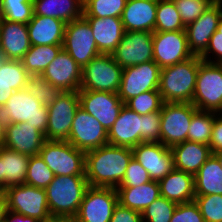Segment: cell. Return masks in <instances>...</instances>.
Instances as JSON below:
<instances>
[{
	"mask_svg": "<svg viewBox=\"0 0 222 222\" xmlns=\"http://www.w3.org/2000/svg\"><path fill=\"white\" fill-rule=\"evenodd\" d=\"M132 158V148L111 144L85 152V176L88 185L117 188Z\"/></svg>",
	"mask_w": 222,
	"mask_h": 222,
	"instance_id": "6da1fadb",
	"label": "cell"
},
{
	"mask_svg": "<svg viewBox=\"0 0 222 222\" xmlns=\"http://www.w3.org/2000/svg\"><path fill=\"white\" fill-rule=\"evenodd\" d=\"M202 61L200 56H193L161 69L158 91L163 102L192 103L199 64Z\"/></svg>",
	"mask_w": 222,
	"mask_h": 222,
	"instance_id": "7a4b0ae2",
	"label": "cell"
},
{
	"mask_svg": "<svg viewBox=\"0 0 222 222\" xmlns=\"http://www.w3.org/2000/svg\"><path fill=\"white\" fill-rule=\"evenodd\" d=\"M88 187L86 176H54L46 187L47 204L52 218L76 217Z\"/></svg>",
	"mask_w": 222,
	"mask_h": 222,
	"instance_id": "3957f363",
	"label": "cell"
},
{
	"mask_svg": "<svg viewBox=\"0 0 222 222\" xmlns=\"http://www.w3.org/2000/svg\"><path fill=\"white\" fill-rule=\"evenodd\" d=\"M39 155L55 176H85V152L68 141L45 140Z\"/></svg>",
	"mask_w": 222,
	"mask_h": 222,
	"instance_id": "277c9868",
	"label": "cell"
},
{
	"mask_svg": "<svg viewBox=\"0 0 222 222\" xmlns=\"http://www.w3.org/2000/svg\"><path fill=\"white\" fill-rule=\"evenodd\" d=\"M0 112L6 123L26 122L45 136L48 108L37 101L26 89L15 91Z\"/></svg>",
	"mask_w": 222,
	"mask_h": 222,
	"instance_id": "5b68a950",
	"label": "cell"
},
{
	"mask_svg": "<svg viewBox=\"0 0 222 222\" xmlns=\"http://www.w3.org/2000/svg\"><path fill=\"white\" fill-rule=\"evenodd\" d=\"M192 104L200 111L222 113V64H199Z\"/></svg>",
	"mask_w": 222,
	"mask_h": 222,
	"instance_id": "8992f818",
	"label": "cell"
},
{
	"mask_svg": "<svg viewBox=\"0 0 222 222\" xmlns=\"http://www.w3.org/2000/svg\"><path fill=\"white\" fill-rule=\"evenodd\" d=\"M122 72L123 68L114 61L112 54L101 53L82 68L80 90L117 93Z\"/></svg>",
	"mask_w": 222,
	"mask_h": 222,
	"instance_id": "52a82bcc",
	"label": "cell"
},
{
	"mask_svg": "<svg viewBox=\"0 0 222 222\" xmlns=\"http://www.w3.org/2000/svg\"><path fill=\"white\" fill-rule=\"evenodd\" d=\"M197 111L198 109L192 103L164 102L160 111L161 143L171 148L188 141L191 119Z\"/></svg>",
	"mask_w": 222,
	"mask_h": 222,
	"instance_id": "ba28073f",
	"label": "cell"
},
{
	"mask_svg": "<svg viewBox=\"0 0 222 222\" xmlns=\"http://www.w3.org/2000/svg\"><path fill=\"white\" fill-rule=\"evenodd\" d=\"M3 192L8 210L36 218L40 222H51L53 219L47 204L46 189L21 184L9 187Z\"/></svg>",
	"mask_w": 222,
	"mask_h": 222,
	"instance_id": "9c48e42d",
	"label": "cell"
},
{
	"mask_svg": "<svg viewBox=\"0 0 222 222\" xmlns=\"http://www.w3.org/2000/svg\"><path fill=\"white\" fill-rule=\"evenodd\" d=\"M80 107L77 91H63L56 100L47 106L48 125L45 132L46 140L67 141L73 118Z\"/></svg>",
	"mask_w": 222,
	"mask_h": 222,
	"instance_id": "30bf717a",
	"label": "cell"
},
{
	"mask_svg": "<svg viewBox=\"0 0 222 222\" xmlns=\"http://www.w3.org/2000/svg\"><path fill=\"white\" fill-rule=\"evenodd\" d=\"M62 48L69 53L81 68L101 54L96 45L92 29L83 16L66 23Z\"/></svg>",
	"mask_w": 222,
	"mask_h": 222,
	"instance_id": "8fae6325",
	"label": "cell"
},
{
	"mask_svg": "<svg viewBox=\"0 0 222 222\" xmlns=\"http://www.w3.org/2000/svg\"><path fill=\"white\" fill-rule=\"evenodd\" d=\"M160 71V66L153 60L123 68L117 95L125 104L141 93L158 90Z\"/></svg>",
	"mask_w": 222,
	"mask_h": 222,
	"instance_id": "7c38bea8",
	"label": "cell"
},
{
	"mask_svg": "<svg viewBox=\"0 0 222 222\" xmlns=\"http://www.w3.org/2000/svg\"><path fill=\"white\" fill-rule=\"evenodd\" d=\"M117 204L116 188L89 186L85 191L76 218L80 222H110Z\"/></svg>",
	"mask_w": 222,
	"mask_h": 222,
	"instance_id": "4fadbf2b",
	"label": "cell"
},
{
	"mask_svg": "<svg viewBox=\"0 0 222 222\" xmlns=\"http://www.w3.org/2000/svg\"><path fill=\"white\" fill-rule=\"evenodd\" d=\"M191 57L185 30L153 32V61L161 69Z\"/></svg>",
	"mask_w": 222,
	"mask_h": 222,
	"instance_id": "5bb4252c",
	"label": "cell"
},
{
	"mask_svg": "<svg viewBox=\"0 0 222 222\" xmlns=\"http://www.w3.org/2000/svg\"><path fill=\"white\" fill-rule=\"evenodd\" d=\"M122 68L153 60V32H125L121 42L111 53Z\"/></svg>",
	"mask_w": 222,
	"mask_h": 222,
	"instance_id": "9a60e30c",
	"label": "cell"
},
{
	"mask_svg": "<svg viewBox=\"0 0 222 222\" xmlns=\"http://www.w3.org/2000/svg\"><path fill=\"white\" fill-rule=\"evenodd\" d=\"M67 141L75 148L87 152L108 144V132L96 118L79 107Z\"/></svg>",
	"mask_w": 222,
	"mask_h": 222,
	"instance_id": "2e32d148",
	"label": "cell"
},
{
	"mask_svg": "<svg viewBox=\"0 0 222 222\" xmlns=\"http://www.w3.org/2000/svg\"><path fill=\"white\" fill-rule=\"evenodd\" d=\"M80 107L96 118L108 132L125 105L117 93L79 90Z\"/></svg>",
	"mask_w": 222,
	"mask_h": 222,
	"instance_id": "e0dca14e",
	"label": "cell"
},
{
	"mask_svg": "<svg viewBox=\"0 0 222 222\" xmlns=\"http://www.w3.org/2000/svg\"><path fill=\"white\" fill-rule=\"evenodd\" d=\"M132 151L152 180L159 181L174 169L172 150L161 142H141Z\"/></svg>",
	"mask_w": 222,
	"mask_h": 222,
	"instance_id": "ac0fdd59",
	"label": "cell"
},
{
	"mask_svg": "<svg viewBox=\"0 0 222 222\" xmlns=\"http://www.w3.org/2000/svg\"><path fill=\"white\" fill-rule=\"evenodd\" d=\"M221 17L222 0H216L197 20L185 26L188 47L193 56H201L206 51Z\"/></svg>",
	"mask_w": 222,
	"mask_h": 222,
	"instance_id": "d6986e66",
	"label": "cell"
},
{
	"mask_svg": "<svg viewBox=\"0 0 222 222\" xmlns=\"http://www.w3.org/2000/svg\"><path fill=\"white\" fill-rule=\"evenodd\" d=\"M41 76L61 92H78L82 82V68L62 48Z\"/></svg>",
	"mask_w": 222,
	"mask_h": 222,
	"instance_id": "ffe728a7",
	"label": "cell"
},
{
	"mask_svg": "<svg viewBox=\"0 0 222 222\" xmlns=\"http://www.w3.org/2000/svg\"><path fill=\"white\" fill-rule=\"evenodd\" d=\"M142 142V115L123 106L108 131V144L133 148Z\"/></svg>",
	"mask_w": 222,
	"mask_h": 222,
	"instance_id": "44dd1931",
	"label": "cell"
},
{
	"mask_svg": "<svg viewBox=\"0 0 222 222\" xmlns=\"http://www.w3.org/2000/svg\"><path fill=\"white\" fill-rule=\"evenodd\" d=\"M45 140L39 130L26 122L7 123L3 147L31 157L39 154Z\"/></svg>",
	"mask_w": 222,
	"mask_h": 222,
	"instance_id": "7402d4cb",
	"label": "cell"
},
{
	"mask_svg": "<svg viewBox=\"0 0 222 222\" xmlns=\"http://www.w3.org/2000/svg\"><path fill=\"white\" fill-rule=\"evenodd\" d=\"M31 48L27 24L2 19L0 24V49L6 60H22Z\"/></svg>",
	"mask_w": 222,
	"mask_h": 222,
	"instance_id": "603a6c76",
	"label": "cell"
},
{
	"mask_svg": "<svg viewBox=\"0 0 222 222\" xmlns=\"http://www.w3.org/2000/svg\"><path fill=\"white\" fill-rule=\"evenodd\" d=\"M158 0H127L121 20L125 32H155Z\"/></svg>",
	"mask_w": 222,
	"mask_h": 222,
	"instance_id": "cb8c5ba5",
	"label": "cell"
},
{
	"mask_svg": "<svg viewBox=\"0 0 222 222\" xmlns=\"http://www.w3.org/2000/svg\"><path fill=\"white\" fill-rule=\"evenodd\" d=\"M93 32L100 53L111 54L122 40L125 29L118 17H84Z\"/></svg>",
	"mask_w": 222,
	"mask_h": 222,
	"instance_id": "d4e9b609",
	"label": "cell"
},
{
	"mask_svg": "<svg viewBox=\"0 0 222 222\" xmlns=\"http://www.w3.org/2000/svg\"><path fill=\"white\" fill-rule=\"evenodd\" d=\"M65 26L57 18L34 14L27 24L31 45H63Z\"/></svg>",
	"mask_w": 222,
	"mask_h": 222,
	"instance_id": "484cf974",
	"label": "cell"
},
{
	"mask_svg": "<svg viewBox=\"0 0 222 222\" xmlns=\"http://www.w3.org/2000/svg\"><path fill=\"white\" fill-rule=\"evenodd\" d=\"M160 195L177 204L194 201V175L173 169L166 177L158 181Z\"/></svg>",
	"mask_w": 222,
	"mask_h": 222,
	"instance_id": "4316f807",
	"label": "cell"
},
{
	"mask_svg": "<svg viewBox=\"0 0 222 222\" xmlns=\"http://www.w3.org/2000/svg\"><path fill=\"white\" fill-rule=\"evenodd\" d=\"M174 168L195 175L206 160L213 155L209 145L184 141L170 148Z\"/></svg>",
	"mask_w": 222,
	"mask_h": 222,
	"instance_id": "83f0119b",
	"label": "cell"
},
{
	"mask_svg": "<svg viewBox=\"0 0 222 222\" xmlns=\"http://www.w3.org/2000/svg\"><path fill=\"white\" fill-rule=\"evenodd\" d=\"M118 203L142 213L160 195L158 181L151 180L137 187H117Z\"/></svg>",
	"mask_w": 222,
	"mask_h": 222,
	"instance_id": "f1b7e54d",
	"label": "cell"
},
{
	"mask_svg": "<svg viewBox=\"0 0 222 222\" xmlns=\"http://www.w3.org/2000/svg\"><path fill=\"white\" fill-rule=\"evenodd\" d=\"M29 159L27 155L1 147L2 192L25 184Z\"/></svg>",
	"mask_w": 222,
	"mask_h": 222,
	"instance_id": "f546056e",
	"label": "cell"
},
{
	"mask_svg": "<svg viewBox=\"0 0 222 222\" xmlns=\"http://www.w3.org/2000/svg\"><path fill=\"white\" fill-rule=\"evenodd\" d=\"M34 14L57 18L65 23L83 16L81 0H33Z\"/></svg>",
	"mask_w": 222,
	"mask_h": 222,
	"instance_id": "4dcf8cb0",
	"label": "cell"
},
{
	"mask_svg": "<svg viewBox=\"0 0 222 222\" xmlns=\"http://www.w3.org/2000/svg\"><path fill=\"white\" fill-rule=\"evenodd\" d=\"M195 196L222 195V167L211 155L194 175Z\"/></svg>",
	"mask_w": 222,
	"mask_h": 222,
	"instance_id": "1f68e13d",
	"label": "cell"
},
{
	"mask_svg": "<svg viewBox=\"0 0 222 222\" xmlns=\"http://www.w3.org/2000/svg\"><path fill=\"white\" fill-rule=\"evenodd\" d=\"M62 49V45H31L21 60L30 76H38L54 60Z\"/></svg>",
	"mask_w": 222,
	"mask_h": 222,
	"instance_id": "d6a6232c",
	"label": "cell"
},
{
	"mask_svg": "<svg viewBox=\"0 0 222 222\" xmlns=\"http://www.w3.org/2000/svg\"><path fill=\"white\" fill-rule=\"evenodd\" d=\"M185 30L174 1L158 0L155 32Z\"/></svg>",
	"mask_w": 222,
	"mask_h": 222,
	"instance_id": "836d02e7",
	"label": "cell"
},
{
	"mask_svg": "<svg viewBox=\"0 0 222 222\" xmlns=\"http://www.w3.org/2000/svg\"><path fill=\"white\" fill-rule=\"evenodd\" d=\"M217 114L198 110L191 119L188 141L209 145L213 123Z\"/></svg>",
	"mask_w": 222,
	"mask_h": 222,
	"instance_id": "e575fe53",
	"label": "cell"
},
{
	"mask_svg": "<svg viewBox=\"0 0 222 222\" xmlns=\"http://www.w3.org/2000/svg\"><path fill=\"white\" fill-rule=\"evenodd\" d=\"M30 75L25 70L22 61L4 59L0 64V80L10 85L17 91L26 88Z\"/></svg>",
	"mask_w": 222,
	"mask_h": 222,
	"instance_id": "d590c367",
	"label": "cell"
},
{
	"mask_svg": "<svg viewBox=\"0 0 222 222\" xmlns=\"http://www.w3.org/2000/svg\"><path fill=\"white\" fill-rule=\"evenodd\" d=\"M127 0H89L83 8V17L121 18Z\"/></svg>",
	"mask_w": 222,
	"mask_h": 222,
	"instance_id": "8d00e7d4",
	"label": "cell"
},
{
	"mask_svg": "<svg viewBox=\"0 0 222 222\" xmlns=\"http://www.w3.org/2000/svg\"><path fill=\"white\" fill-rule=\"evenodd\" d=\"M54 176L39 154L30 157L25 184L46 189L53 181Z\"/></svg>",
	"mask_w": 222,
	"mask_h": 222,
	"instance_id": "74e56055",
	"label": "cell"
},
{
	"mask_svg": "<svg viewBox=\"0 0 222 222\" xmlns=\"http://www.w3.org/2000/svg\"><path fill=\"white\" fill-rule=\"evenodd\" d=\"M2 19L28 24L34 15L33 0H1Z\"/></svg>",
	"mask_w": 222,
	"mask_h": 222,
	"instance_id": "f35d334b",
	"label": "cell"
},
{
	"mask_svg": "<svg viewBox=\"0 0 222 222\" xmlns=\"http://www.w3.org/2000/svg\"><path fill=\"white\" fill-rule=\"evenodd\" d=\"M161 94L158 90H149L129 99L125 106L140 115L160 112L163 105Z\"/></svg>",
	"mask_w": 222,
	"mask_h": 222,
	"instance_id": "ab89813d",
	"label": "cell"
},
{
	"mask_svg": "<svg viewBox=\"0 0 222 222\" xmlns=\"http://www.w3.org/2000/svg\"><path fill=\"white\" fill-rule=\"evenodd\" d=\"M37 101L48 106L53 103L61 91L46 81L41 75L30 76L25 88Z\"/></svg>",
	"mask_w": 222,
	"mask_h": 222,
	"instance_id": "60d3db41",
	"label": "cell"
},
{
	"mask_svg": "<svg viewBox=\"0 0 222 222\" xmlns=\"http://www.w3.org/2000/svg\"><path fill=\"white\" fill-rule=\"evenodd\" d=\"M176 207L177 203L159 196L141 213L143 222H170Z\"/></svg>",
	"mask_w": 222,
	"mask_h": 222,
	"instance_id": "b9f144b4",
	"label": "cell"
},
{
	"mask_svg": "<svg viewBox=\"0 0 222 222\" xmlns=\"http://www.w3.org/2000/svg\"><path fill=\"white\" fill-rule=\"evenodd\" d=\"M216 0H174L185 26L197 20Z\"/></svg>",
	"mask_w": 222,
	"mask_h": 222,
	"instance_id": "7bdbcfd3",
	"label": "cell"
},
{
	"mask_svg": "<svg viewBox=\"0 0 222 222\" xmlns=\"http://www.w3.org/2000/svg\"><path fill=\"white\" fill-rule=\"evenodd\" d=\"M194 201L205 222H222V195L195 196Z\"/></svg>",
	"mask_w": 222,
	"mask_h": 222,
	"instance_id": "ee69618b",
	"label": "cell"
},
{
	"mask_svg": "<svg viewBox=\"0 0 222 222\" xmlns=\"http://www.w3.org/2000/svg\"><path fill=\"white\" fill-rule=\"evenodd\" d=\"M151 180L149 173L138 161L132 158L118 187H137Z\"/></svg>",
	"mask_w": 222,
	"mask_h": 222,
	"instance_id": "f6af8a7d",
	"label": "cell"
},
{
	"mask_svg": "<svg viewBox=\"0 0 222 222\" xmlns=\"http://www.w3.org/2000/svg\"><path fill=\"white\" fill-rule=\"evenodd\" d=\"M160 126V112L142 115V142H161Z\"/></svg>",
	"mask_w": 222,
	"mask_h": 222,
	"instance_id": "bcb514c9",
	"label": "cell"
},
{
	"mask_svg": "<svg viewBox=\"0 0 222 222\" xmlns=\"http://www.w3.org/2000/svg\"><path fill=\"white\" fill-rule=\"evenodd\" d=\"M170 222H205L195 201L177 204Z\"/></svg>",
	"mask_w": 222,
	"mask_h": 222,
	"instance_id": "7dc6e473",
	"label": "cell"
},
{
	"mask_svg": "<svg viewBox=\"0 0 222 222\" xmlns=\"http://www.w3.org/2000/svg\"><path fill=\"white\" fill-rule=\"evenodd\" d=\"M200 58L204 62L222 64V36H212L206 51Z\"/></svg>",
	"mask_w": 222,
	"mask_h": 222,
	"instance_id": "c3c4849f",
	"label": "cell"
},
{
	"mask_svg": "<svg viewBox=\"0 0 222 222\" xmlns=\"http://www.w3.org/2000/svg\"><path fill=\"white\" fill-rule=\"evenodd\" d=\"M110 222H143L141 213L118 203Z\"/></svg>",
	"mask_w": 222,
	"mask_h": 222,
	"instance_id": "681fc988",
	"label": "cell"
},
{
	"mask_svg": "<svg viewBox=\"0 0 222 222\" xmlns=\"http://www.w3.org/2000/svg\"><path fill=\"white\" fill-rule=\"evenodd\" d=\"M209 147L212 153L222 150V113L217 114L215 117Z\"/></svg>",
	"mask_w": 222,
	"mask_h": 222,
	"instance_id": "f907efd6",
	"label": "cell"
},
{
	"mask_svg": "<svg viewBox=\"0 0 222 222\" xmlns=\"http://www.w3.org/2000/svg\"><path fill=\"white\" fill-rule=\"evenodd\" d=\"M3 222H40L36 218L21 215L17 212L8 210Z\"/></svg>",
	"mask_w": 222,
	"mask_h": 222,
	"instance_id": "816d5d0a",
	"label": "cell"
},
{
	"mask_svg": "<svg viewBox=\"0 0 222 222\" xmlns=\"http://www.w3.org/2000/svg\"><path fill=\"white\" fill-rule=\"evenodd\" d=\"M15 90L10 88V85L0 80V109L10 99Z\"/></svg>",
	"mask_w": 222,
	"mask_h": 222,
	"instance_id": "f5cc1de1",
	"label": "cell"
},
{
	"mask_svg": "<svg viewBox=\"0 0 222 222\" xmlns=\"http://www.w3.org/2000/svg\"><path fill=\"white\" fill-rule=\"evenodd\" d=\"M8 211L7 200L4 192H0V222H3Z\"/></svg>",
	"mask_w": 222,
	"mask_h": 222,
	"instance_id": "db71d44e",
	"label": "cell"
},
{
	"mask_svg": "<svg viewBox=\"0 0 222 222\" xmlns=\"http://www.w3.org/2000/svg\"><path fill=\"white\" fill-rule=\"evenodd\" d=\"M6 121L2 118L0 112V148L3 147L6 137Z\"/></svg>",
	"mask_w": 222,
	"mask_h": 222,
	"instance_id": "11a10c76",
	"label": "cell"
},
{
	"mask_svg": "<svg viewBox=\"0 0 222 222\" xmlns=\"http://www.w3.org/2000/svg\"><path fill=\"white\" fill-rule=\"evenodd\" d=\"M51 222H80L76 217L53 218Z\"/></svg>",
	"mask_w": 222,
	"mask_h": 222,
	"instance_id": "9f6ffc18",
	"label": "cell"
},
{
	"mask_svg": "<svg viewBox=\"0 0 222 222\" xmlns=\"http://www.w3.org/2000/svg\"><path fill=\"white\" fill-rule=\"evenodd\" d=\"M212 36H222V17L219 20L216 32Z\"/></svg>",
	"mask_w": 222,
	"mask_h": 222,
	"instance_id": "6f0895ef",
	"label": "cell"
},
{
	"mask_svg": "<svg viewBox=\"0 0 222 222\" xmlns=\"http://www.w3.org/2000/svg\"><path fill=\"white\" fill-rule=\"evenodd\" d=\"M213 155L218 159L220 166L222 167V150L216 153H213Z\"/></svg>",
	"mask_w": 222,
	"mask_h": 222,
	"instance_id": "680465c9",
	"label": "cell"
},
{
	"mask_svg": "<svg viewBox=\"0 0 222 222\" xmlns=\"http://www.w3.org/2000/svg\"><path fill=\"white\" fill-rule=\"evenodd\" d=\"M0 192H2L1 148H0Z\"/></svg>",
	"mask_w": 222,
	"mask_h": 222,
	"instance_id": "91938a15",
	"label": "cell"
},
{
	"mask_svg": "<svg viewBox=\"0 0 222 222\" xmlns=\"http://www.w3.org/2000/svg\"><path fill=\"white\" fill-rule=\"evenodd\" d=\"M4 60V58H3V55H2V53H1V49H0V64H1V62Z\"/></svg>",
	"mask_w": 222,
	"mask_h": 222,
	"instance_id": "94428289",
	"label": "cell"
},
{
	"mask_svg": "<svg viewBox=\"0 0 222 222\" xmlns=\"http://www.w3.org/2000/svg\"><path fill=\"white\" fill-rule=\"evenodd\" d=\"M0 17H2V3H1V0H0Z\"/></svg>",
	"mask_w": 222,
	"mask_h": 222,
	"instance_id": "6125c7cd",
	"label": "cell"
},
{
	"mask_svg": "<svg viewBox=\"0 0 222 222\" xmlns=\"http://www.w3.org/2000/svg\"><path fill=\"white\" fill-rule=\"evenodd\" d=\"M81 1H82L83 6H84L89 0H81Z\"/></svg>",
	"mask_w": 222,
	"mask_h": 222,
	"instance_id": "be15d7a7",
	"label": "cell"
}]
</instances>
